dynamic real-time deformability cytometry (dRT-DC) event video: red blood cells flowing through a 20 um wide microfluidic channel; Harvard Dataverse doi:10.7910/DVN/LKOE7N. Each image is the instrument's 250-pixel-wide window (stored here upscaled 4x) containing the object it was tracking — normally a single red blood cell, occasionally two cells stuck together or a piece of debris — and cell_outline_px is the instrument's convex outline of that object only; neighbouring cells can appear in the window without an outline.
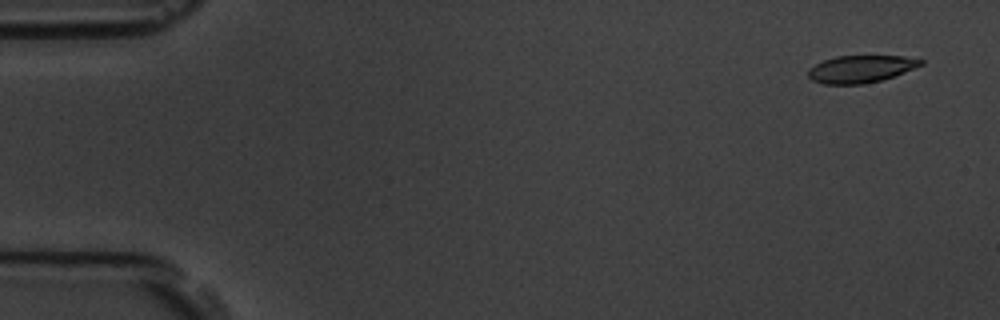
{"species": "common noctule bat (a hibernating species)", "species_latin": "Nyctalus noctula", "temperature_condition": "room temperature", "stored_images_in_passage": 5, "camera_frame_rate_fps": 3000, "um_per_image_px": 0.085, "animal": {"sex": "male", "body_mass_g": 19.5, "forearm_length_mm": 54.6}, "frame": {"image": 1, "passage_image": 1, "time_ms": 0.0, "image_size_px": [1000, 320], "cell_outline_px": [[924, 64], [904, 72], [880, 80], [864, 84], [824, 84], [812, 80], [808, 76], [808, 68], [824, 60], [836, 56], [904, 56], [924, 60]], "centroid_in_image_um": [73.15, 5.86], "position_along_channel_um": 11.8, "area_um2": 17.8}}